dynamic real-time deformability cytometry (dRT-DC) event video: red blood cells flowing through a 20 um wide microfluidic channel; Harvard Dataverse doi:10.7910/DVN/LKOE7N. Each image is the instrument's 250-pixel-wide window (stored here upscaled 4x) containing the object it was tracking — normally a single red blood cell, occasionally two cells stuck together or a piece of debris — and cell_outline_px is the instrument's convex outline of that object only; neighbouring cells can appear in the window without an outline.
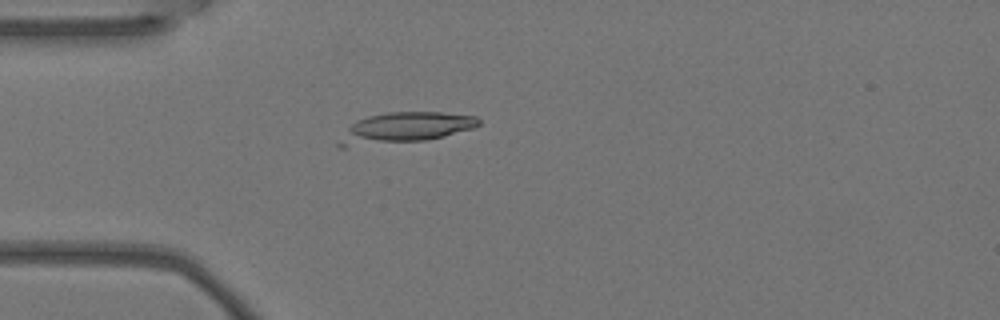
{"species": "Egyptian fruit bat (a non-hibernating species)", "species_latin": "Rousettus aegyptiacus", "temperature_condition": "warm", "stored_images_in_passage": 4, "camera_frame_rate_fps": 3000, "um_per_image_px": 0.085, "animal": {"sex": "female"}, "frame": {"image": 1, "passage_image": 3, "time_ms": 0.667, "image_size_px": [1000, 320], "cell_outline_px": [[480, 124], [472, 128], [444, 136], [428, 140], [344, 148], [340, 148], [336, 144], [348, 128], [356, 120], [368, 116], [388, 112], [440, 112], [476, 116], [480, 120]], "centroid_in_image_um": [34.37, 10.88], "position_along_channel_um": 50.6, "area_um2": 25.03}}